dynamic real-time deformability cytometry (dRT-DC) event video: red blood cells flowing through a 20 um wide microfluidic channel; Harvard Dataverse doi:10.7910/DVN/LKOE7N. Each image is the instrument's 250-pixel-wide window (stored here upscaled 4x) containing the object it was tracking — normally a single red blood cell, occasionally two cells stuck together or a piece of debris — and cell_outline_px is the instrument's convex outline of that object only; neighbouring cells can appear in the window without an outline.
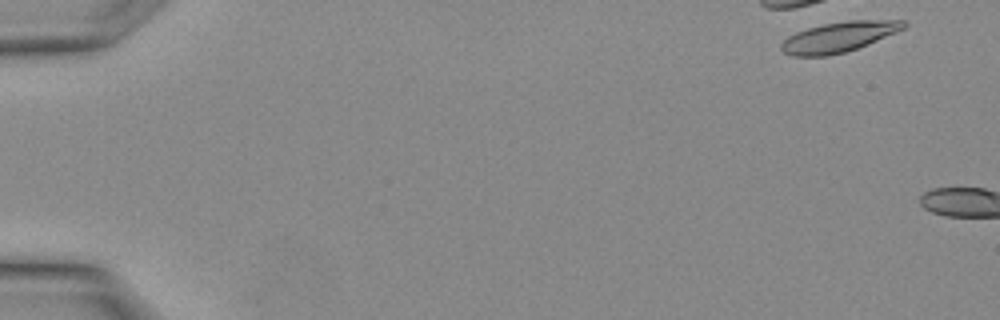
{"species": "Egyptian fruit bat (a non-hibernating species)", "species_latin": "Rousettus aegyptiacus", "temperature_condition": "warm", "stored_images_in_passage": 4, "camera_frame_rate_fps": 3000, "um_per_image_px": 0.085, "animal": {"sex": "female"}, "frame": {"image": 1, "passage_image": 2, "time_ms": 0.333, "image_size_px": [1000, 320], "cell_outline_px": [[908, 24], [904, 28], [896, 32], [856, 48], [844, 52], [828, 56], [792, 56], [784, 52], [780, 48], [780, 44], [788, 36], [796, 32], [808, 28], [824, 24], [848, 20], [904, 20]], "centroid_in_image_um": [71.27, 3.14], "position_along_channel_um": 13.7, "area_um2": 21.33}}